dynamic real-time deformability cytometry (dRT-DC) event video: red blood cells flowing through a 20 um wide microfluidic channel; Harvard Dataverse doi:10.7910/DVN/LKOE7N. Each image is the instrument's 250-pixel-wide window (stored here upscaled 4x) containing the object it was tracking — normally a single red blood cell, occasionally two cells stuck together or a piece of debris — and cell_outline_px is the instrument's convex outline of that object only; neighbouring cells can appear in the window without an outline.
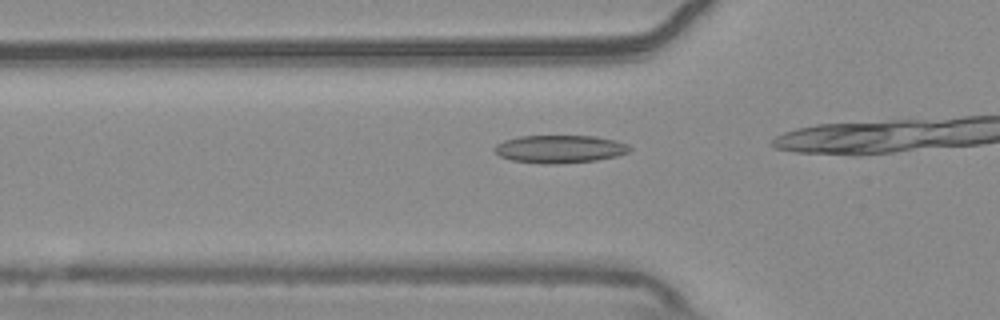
{"species": "common noctule bat (a hibernating species)", "species_latin": "Nyctalus noctula", "temperature_condition": "warm", "stored_images_in_passage": 18, "camera_frame_rate_fps": 3000, "um_per_image_px": 0.085, "animal": {"sex": "male", "body_mass_g": 20.4}, "frame": {"image": 1, "passage_image": 14, "time_ms": 4.333, "image_size_px": [1000, 320], "cell_outline_px": [[632, 148], [628, 152], [616, 156], [596, 160], [552, 164], [540, 164], [512, 160], [500, 156], [492, 148], [496, 144], [504, 140], [520, 136], [596, 136], [616, 140], [628, 144]], "centroid_in_image_um": [47.57, 12.66], "position_along_channel_um": 78.2, "area_um2": 21.96}}
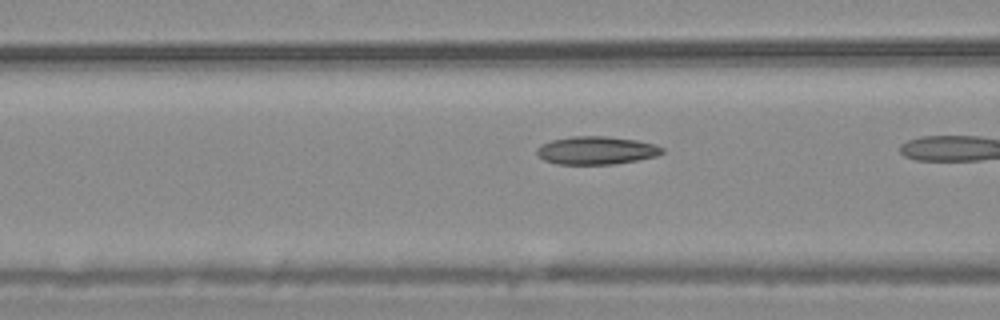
{"frame": {"image": 2, "passage_image": 17, "time_ms": 5.333, "image_size_px": [1000, 320], "cell_outline_px": [[664, 152], [656, 156], [636, 160], [612, 164], [556, 164], [544, 160], [536, 152], [536, 148], [540, 144], [552, 140], [572, 136], [608, 136], [636, 140], [656, 144], [664, 148]], "centroid_in_image_um": [50.68, 12.77], "position_along_channel_um": 115.9, "area_um2": 20.52}}